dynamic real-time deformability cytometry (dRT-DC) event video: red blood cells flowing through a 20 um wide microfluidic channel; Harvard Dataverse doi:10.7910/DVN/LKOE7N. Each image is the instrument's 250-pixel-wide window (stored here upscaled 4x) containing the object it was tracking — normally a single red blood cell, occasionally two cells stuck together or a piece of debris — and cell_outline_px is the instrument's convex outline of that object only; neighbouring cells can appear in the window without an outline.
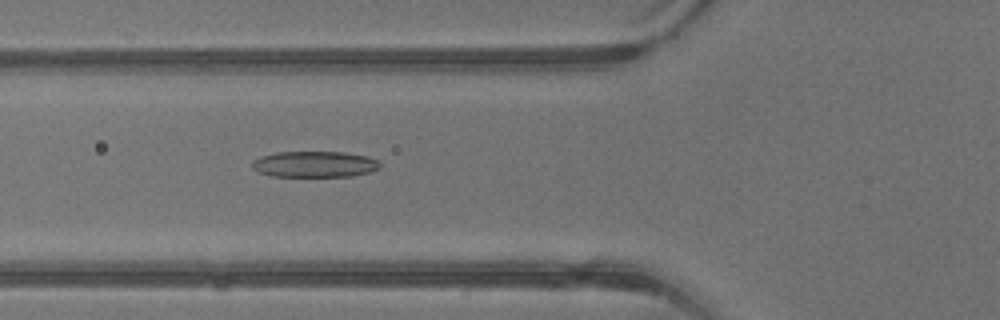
{"species": "common noctule bat (a hibernating species)", "species_latin": "Nyctalus noctula", "temperature_condition": "warm", "stored_images_in_passage": 42, "camera_frame_rate_fps": 3000, "um_per_image_px": 0.085, "animal": {"sex": "male", "body_mass_g": 13.3}, "frame": {"image": 1, "passage_image": 16, "time_ms": 5.0, "image_size_px": [1000, 320], "cell_outline_px": [[380, 168], [368, 172], [352, 176], [272, 176], [260, 172], [252, 168], [252, 160], [260, 156], [276, 152], [344, 152], [368, 156], [376, 160], [380, 164]], "centroid_in_image_um": [26.72, 13.95], "position_along_channel_um": 99.1, "area_um2": 19.36}}
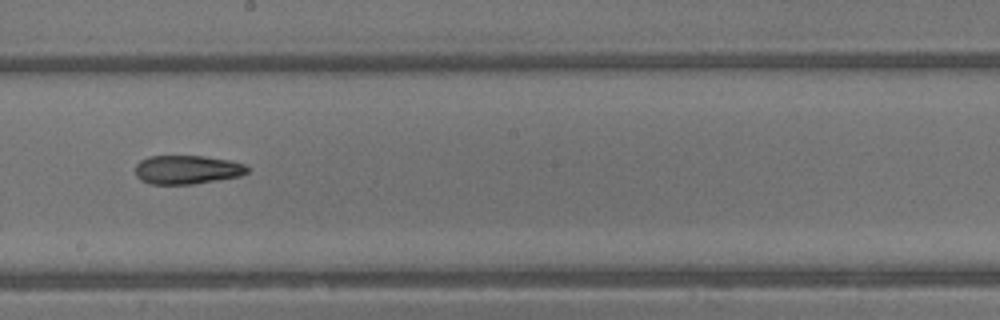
{"frame": {"image": 2, "passage_image": 24, "time_ms": 7.667, "image_size_px": [1000, 320], "cell_outline_px": [[248, 172], [240, 176], [192, 184], [148, 184], [140, 180], [136, 176], [136, 164], [140, 160], [148, 156], [204, 156], [228, 160], [244, 164], [248, 168]], "centroid_in_image_um": [15.86, 14.42], "position_along_channel_um": 232.3, "area_um2": 18.79}}
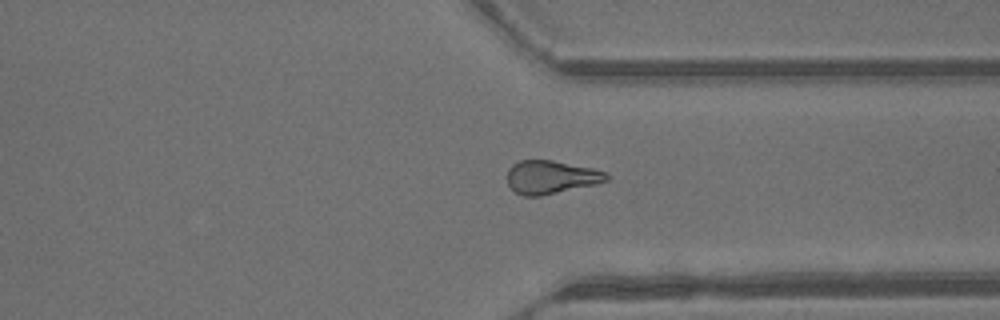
{"frame": {"image": 3, "passage_image": 32, "time_ms": 10.333, "image_size_px": [1000, 320], "cell_outline_px": [[608, 180], [596, 184], [540, 196], [524, 196], [516, 192], [508, 184], [508, 168], [512, 164], [520, 160], [552, 160], [592, 168], [604, 172], [608, 176]], "centroid_in_image_um": [46.81, 15.05], "position_along_channel_um": 364.6, "area_um2": 19.07}, "authors_computed_cell_mechanics": {"area_um2": 20.0566, "velocity_mm_per_s": 4.975, "shape_relaxation_time_tau1_ms": 4.517, "shape_relaxation_time_tau2_ms": 4.467, "deformation_change_tau1": 0.1577, "deformation_change_tau2": 0.1595}}